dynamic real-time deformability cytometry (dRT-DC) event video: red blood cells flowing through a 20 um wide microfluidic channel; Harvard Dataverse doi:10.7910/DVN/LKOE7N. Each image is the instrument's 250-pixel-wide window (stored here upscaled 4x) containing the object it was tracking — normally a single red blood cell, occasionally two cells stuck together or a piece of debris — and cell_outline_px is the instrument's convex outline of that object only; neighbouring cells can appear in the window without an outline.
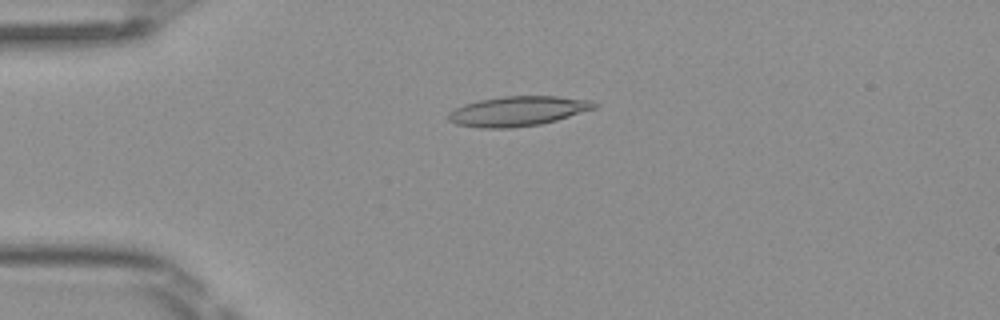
{"species": "Egyptian fruit bat (a non-hibernating species)", "species_latin": "Rousettus aegyptiacus", "temperature_condition": "room temperature", "stored_images_in_passage": 49, "camera_frame_rate_fps": 3000, "um_per_image_px": 0.085, "frame": {"image": 1, "passage_image": 12, "time_ms": 3.667, "image_size_px": [1000, 320], "cell_outline_px": [[600, 104], [596, 108], [556, 120], [540, 124], [512, 128], [480, 128], [456, 124], [448, 120], [448, 112], [464, 104], [480, 100], [500, 96], [556, 96], [592, 100]], "centroid_in_image_um": [44.02, 9.44], "position_along_channel_um": 41.0, "area_um2": 25.43}}
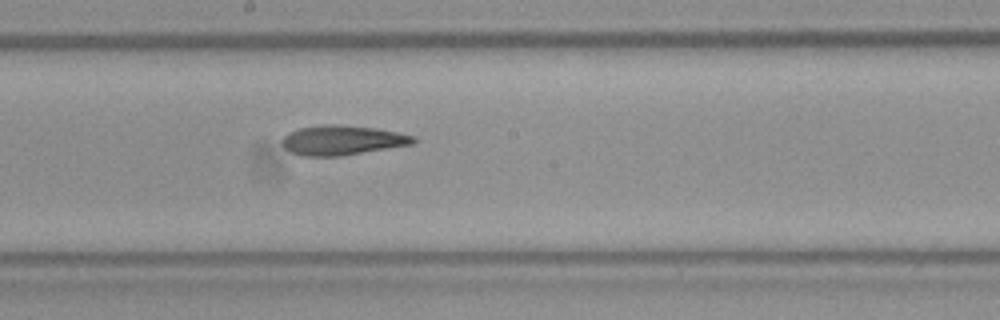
{"frame": {"image": 2, "passage_image": 27, "time_ms": 8.667, "image_size_px": [1000, 320], "cell_outline_px": [[416, 140], [412, 144], [340, 156], [300, 156], [284, 148], [280, 140], [288, 132], [300, 128], [328, 124], [340, 124], [376, 128], [416, 136]], "centroid_in_image_um": [29.06, 11.91], "position_along_channel_um": 219.1, "area_um2": 22.66}}
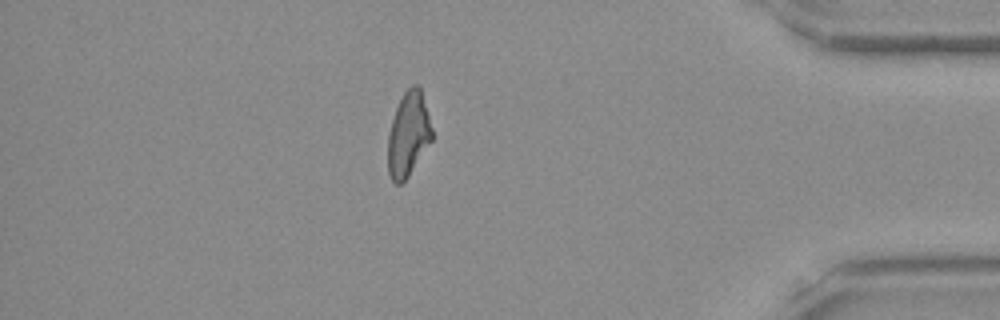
{"frame": {"image": 3, "passage_image": 43, "time_ms": 14.0, "image_size_px": [1000, 320], "cell_outline_px": [[432, 140], [408, 176], [400, 184], [396, 184], [392, 180], [388, 172], [388, 136], [392, 120], [396, 108], [404, 92], [412, 84], [420, 84], [432, 128]], "centroid_in_image_um": [34.71, 11.39], "position_along_channel_um": 400.5, "area_um2": 21.56}, "authors_computed_cell_mechanics": {"area_um2": 23.0044, "velocity_mm_per_s": 4.1044, "shape_relaxation_time_tau1_ms": 9.2386, "shape_relaxation_time_tau2_ms": 4.7389, "deformation_change_tau1": 0.2632, "deformation_change_tau2": 0.1609}}